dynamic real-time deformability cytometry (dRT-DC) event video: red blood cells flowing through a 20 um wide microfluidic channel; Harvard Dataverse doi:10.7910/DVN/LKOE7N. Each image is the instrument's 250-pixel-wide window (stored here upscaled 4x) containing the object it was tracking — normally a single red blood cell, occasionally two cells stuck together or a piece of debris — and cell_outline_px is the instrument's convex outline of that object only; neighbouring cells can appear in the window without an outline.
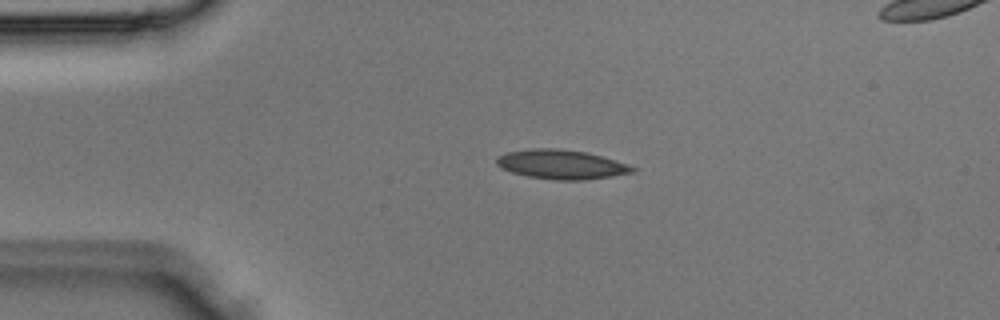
{"species": "Egyptian fruit bat (a non-hibernating species)", "species_latin": "Rousettus aegyptiacus", "temperature_condition": "room temperature", "stored_images_in_passage": 3, "segment_of_instrument_passage": [1, 2], "camera_frame_rate_fps": 3000, "um_per_image_px": 0.085, "animal": {"sex": "male"}, "frame": {"image": 1, "passage_image": 2, "time_ms": 0.333, "image_size_px": [1000, 320], "cell_outline_px": [[636, 172], [612, 176], [584, 180], [556, 180], [528, 176], [512, 172], [500, 168], [496, 164], [496, 156], [508, 152], [532, 148], [556, 148], [588, 152], [628, 164], [636, 168]], "centroid_in_image_um": [47.71, 13.97], "position_along_channel_um": 37.3, "area_um2": 23.29}}